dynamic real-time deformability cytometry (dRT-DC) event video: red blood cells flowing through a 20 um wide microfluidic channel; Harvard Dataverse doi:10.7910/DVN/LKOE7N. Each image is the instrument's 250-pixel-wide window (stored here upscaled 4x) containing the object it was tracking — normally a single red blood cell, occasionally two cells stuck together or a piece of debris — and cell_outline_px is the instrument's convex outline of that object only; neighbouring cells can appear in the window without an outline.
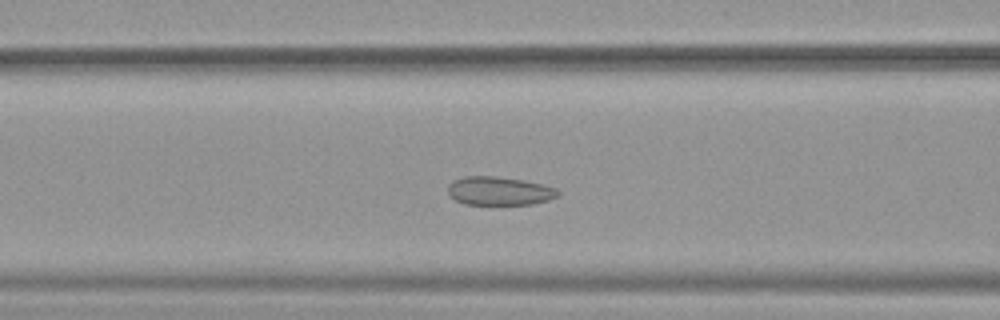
{"species": "common noctule bat (a hibernating species)", "species_latin": "Nyctalus noctula", "temperature_condition": "warm", "stored_images_in_passage": 39, "camera_frame_rate_fps": 3000, "um_per_image_px": 0.085, "animal": {"sex": "female", "body_mass_g": 19.9}, "frame": {"image": 1, "passage_image": 15, "time_ms": 4.667, "image_size_px": [1000, 320], "cell_outline_px": [[560, 192], [556, 196], [548, 200], [532, 204], [464, 204], [456, 200], [448, 192], [448, 184], [452, 180], [464, 176], [496, 176], [524, 180], [556, 188]], "centroid_in_image_um": [42.41, 16.22], "position_along_channel_um": 124.2, "area_um2": 18.21}}
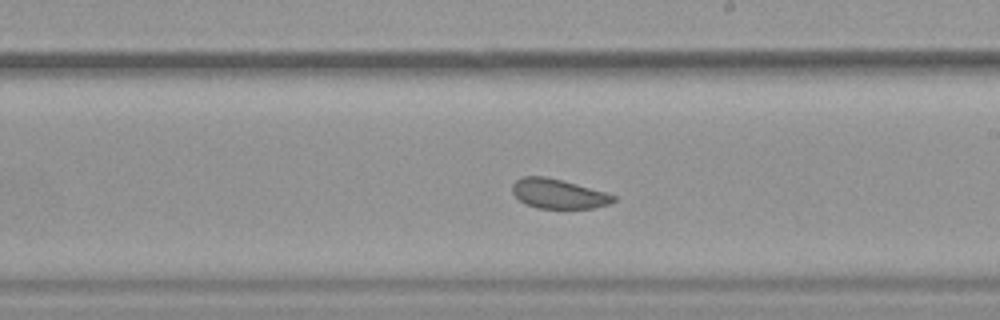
{"frame": {"image": 2, "passage_image": 24, "time_ms": 7.667, "image_size_px": [1000, 320], "cell_outline_px": [[616, 200], [608, 204], [592, 208], [536, 208], [524, 204], [512, 192], [512, 184], [516, 180], [524, 176], [544, 176], [608, 192], [616, 196]], "centroid_in_image_um": [47.46, 16.47], "position_along_channel_um": 241.5, "area_um2": 17.4}}
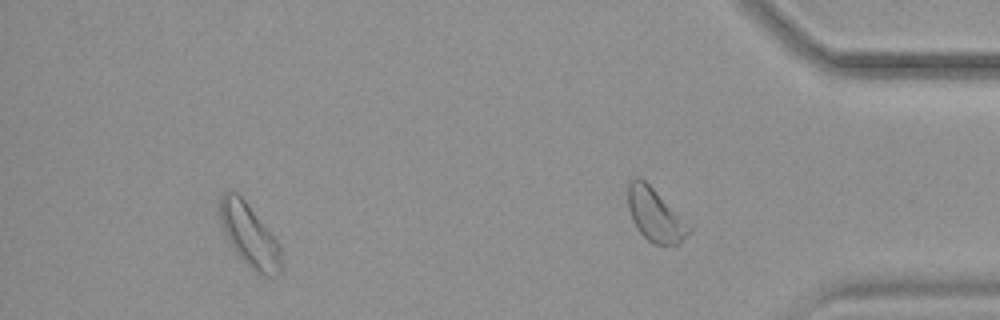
{"frame": {"image": 3, "passage_image": 35, "time_ms": 11.333, "image_size_px": [1000, 320], "cell_outline_px": [[280, 276], [260, 276], [232, 248], [224, 232], [220, 220], [220, 196], [224, 192], [236, 192], [244, 200], [280, 244]], "centroid_in_image_um": [21.2, 20.03], "position_along_channel_um": 414.0, "area_um2": 21.96}, "authors_computed_cell_mechanics": {"area_um2": 19.4208, "velocity_mm_per_s": 3.9324, "shape_relaxation_time_tau1_ms": 4.4351, "shape_relaxation_time_tau2_ms": 1.2919, "deformation_change_tau1": 0.0693, "deformation_change_tau2": 0.0618}}